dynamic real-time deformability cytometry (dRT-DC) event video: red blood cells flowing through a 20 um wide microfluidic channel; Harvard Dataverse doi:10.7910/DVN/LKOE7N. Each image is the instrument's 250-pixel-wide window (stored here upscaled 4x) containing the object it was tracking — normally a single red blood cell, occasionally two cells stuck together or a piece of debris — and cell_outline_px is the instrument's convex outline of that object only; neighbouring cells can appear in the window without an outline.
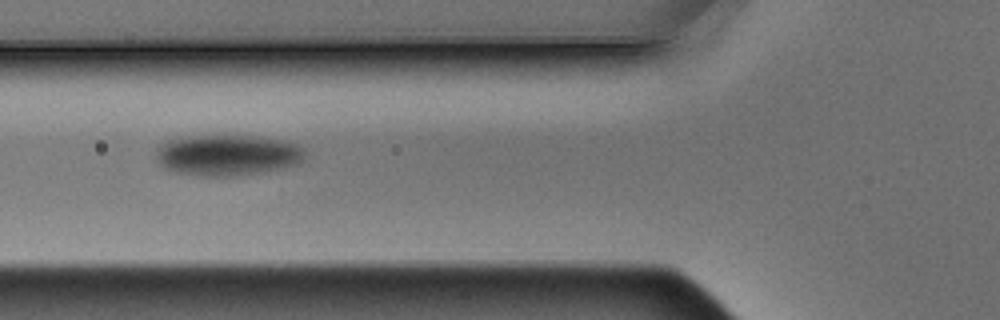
{"species": "Egyptian fruit bat (a non-hibernating species)", "species_latin": "Rousettus aegyptiacus", "temperature_condition": "warm", "stored_images_in_passage": 6, "camera_frame_rate_fps": 3000, "um_per_image_px": 0.085, "animal": {"sex": "male"}, "frame": {"image": 1, "passage_image": 6, "time_ms": 1.667, "image_size_px": [1000, 320], "cell_outline_px": [[304, 160], [296, 164], [264, 172], [236, 176], [200, 176], [176, 172], [164, 168], [160, 164], [156, 156], [156, 152], [160, 144], [168, 140], [188, 136], [236, 132], [284, 140], [296, 144], [304, 148]], "centroid_in_image_um": [19.34, 13.13], "position_along_channel_um": 106.5, "area_um2": 36.7}}